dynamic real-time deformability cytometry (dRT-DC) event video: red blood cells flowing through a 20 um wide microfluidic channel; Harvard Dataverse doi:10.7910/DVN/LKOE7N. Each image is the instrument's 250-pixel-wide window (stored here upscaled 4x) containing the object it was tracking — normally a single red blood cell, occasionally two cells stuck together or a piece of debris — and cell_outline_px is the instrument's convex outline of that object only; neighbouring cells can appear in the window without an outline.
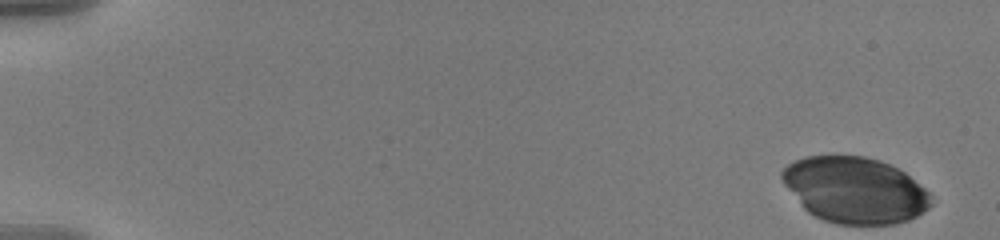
{"species": "human", "species_latin": "Homo sapiens", "temperature_condition": "warm", "stored_images_in_passage": 55, "camera_frame_rate_fps": 3000, "um_per_image_px": 0.085, "donor": {"sex": "male"}, "frame": {"image": 1, "passage_image": 1, "time_ms": 0.0, "image_size_px": [1000, 240], "cell_outline_px": [[932, 204], [928, 208], [916, 216], [908, 220], [896, 224], [836, 224], [824, 220], [808, 212], [804, 208], [784, 184], [780, 176], [780, 172], [788, 164], [804, 156], [864, 156], [880, 160], [904, 172], [924, 188], [932, 196]], "centroid_in_image_um": [72.66, 16.16], "position_along_channel_um": 12.3, "area_um2": 57.11}}
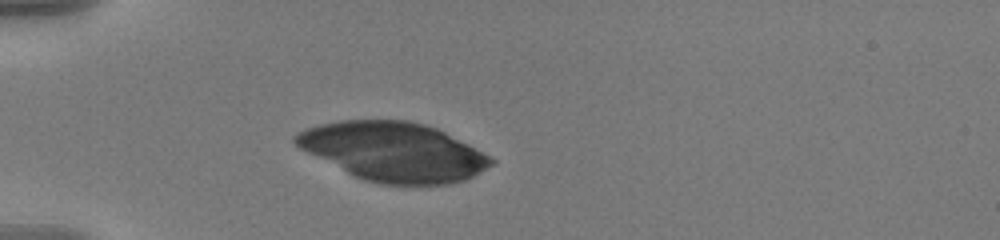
{"frame": {"image": 2, "passage_image": 16, "time_ms": 5.0, "image_size_px": [1000, 240], "cell_outline_px": [[496, 160], [492, 164], [472, 176], [464, 180], [452, 184], [380, 184], [364, 180], [300, 148], [292, 140], [292, 136], [296, 132], [304, 128], [320, 124], [340, 120], [408, 120], [424, 124], [436, 128], [492, 156]], "centroid_in_image_um": [33.44, 12.88], "position_along_channel_um": 51.6, "area_um2": 66.64}}